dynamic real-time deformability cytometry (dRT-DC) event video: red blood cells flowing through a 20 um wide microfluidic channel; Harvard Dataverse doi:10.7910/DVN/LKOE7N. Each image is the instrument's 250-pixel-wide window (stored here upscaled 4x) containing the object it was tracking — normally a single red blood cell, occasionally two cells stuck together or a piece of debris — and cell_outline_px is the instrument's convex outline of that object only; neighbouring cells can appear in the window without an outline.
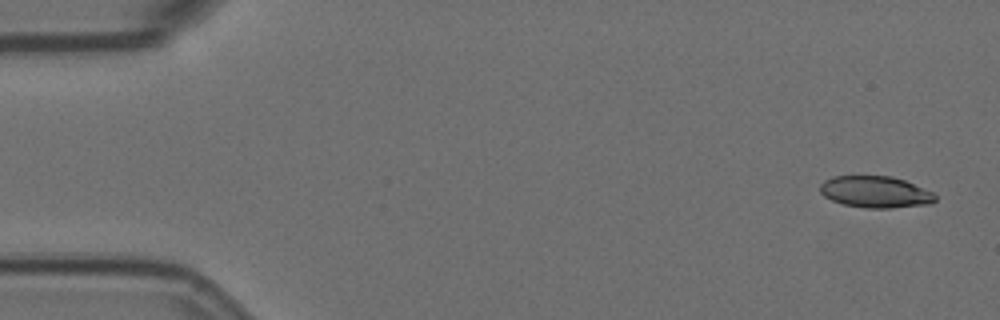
{"species": "Egyptian fruit bat (a non-hibernating species)", "species_latin": "Rousettus aegyptiacus", "temperature_condition": "room temperature", "stored_images_in_passage": 10, "camera_frame_rate_fps": 3000, "um_per_image_px": 0.085, "animal": {"sex": "female"}, "frame": {"image": 1, "passage_image": 1, "time_ms": 0.0, "image_size_px": [1000, 320], "cell_outline_px": [[936, 200], [932, 204], [892, 208], [864, 208], [844, 204], [832, 200], [824, 196], [820, 192], [820, 184], [824, 180], [832, 176], [892, 176], [904, 180], [932, 192], [936, 196]], "centroid_in_image_um": [74.4, 16.32], "position_along_channel_um": 10.6, "area_um2": 21.27}}
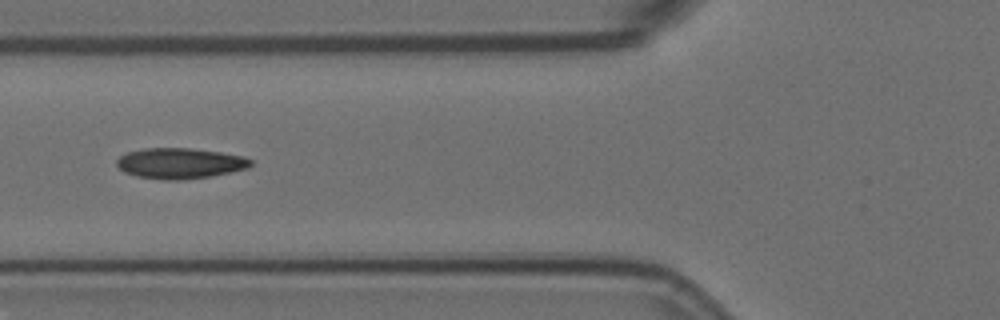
{"frame": {"image": 2, "passage_image": 6, "time_ms": 1.667, "image_size_px": [1000, 320], "cell_outline_px": [[252, 164], [248, 168], [208, 176], [184, 180], [164, 180], [136, 176], [124, 172], [116, 164], [116, 160], [120, 156], [128, 152], [144, 148], [188, 148], [220, 152], [244, 156], [252, 160]], "centroid_in_image_um": [15.28, 13.88], "position_along_channel_um": 110.5, "area_um2": 23.81}}
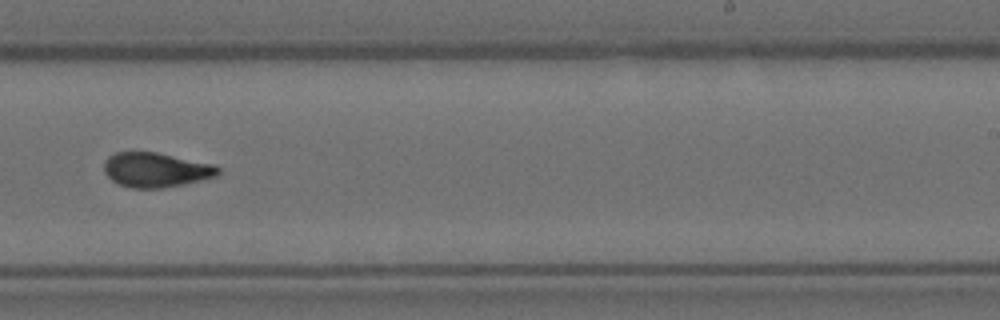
{"frame": {"image": 3, "passage_image": 10, "time_ms": 3.0, "image_size_px": [1000, 320], "cell_outline_px": [[220, 172], [216, 176], [184, 184], [164, 188], [132, 188], [116, 184], [104, 172], [104, 160], [108, 156], [116, 152], [156, 152], [212, 164], [220, 168]], "centroid_in_image_um": [13.21, 14.44], "position_along_channel_um": 275.8, "area_um2": 23.0}}